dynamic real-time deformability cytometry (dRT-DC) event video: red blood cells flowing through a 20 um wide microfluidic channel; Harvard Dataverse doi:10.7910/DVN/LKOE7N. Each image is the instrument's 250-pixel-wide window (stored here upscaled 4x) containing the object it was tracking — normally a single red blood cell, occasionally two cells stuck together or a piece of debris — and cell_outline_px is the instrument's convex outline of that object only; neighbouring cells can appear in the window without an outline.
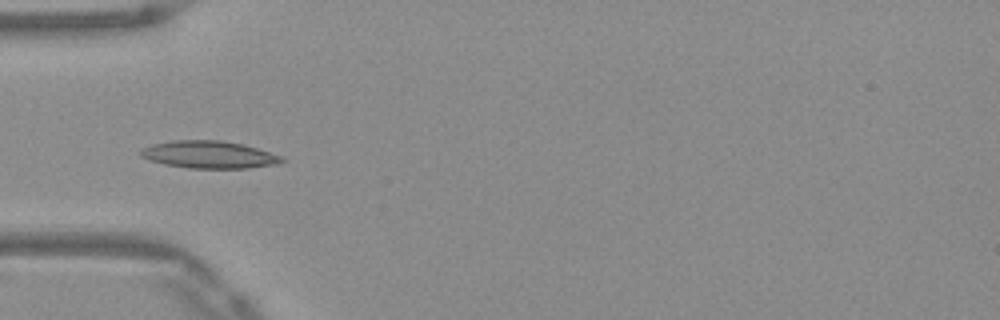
{"species": "Egyptian fruit bat (a non-hibernating species)", "species_latin": "Rousettus aegyptiacus", "temperature_condition": "warm", "stored_images_in_passage": 51, "camera_frame_rate_fps": 3000, "um_per_image_px": 0.085, "frame": {"image": 1, "passage_image": 16, "time_ms": 5.0, "image_size_px": [1000, 320], "cell_outline_px": [[288, 160], [280, 164], [248, 168], [188, 168], [164, 164], [148, 160], [140, 156], [140, 152], [144, 148], [152, 144], [172, 140], [220, 140], [240, 144], [256, 148], [280, 156]], "centroid_in_image_um": [17.77, 13.15], "position_along_channel_um": 67.2, "area_um2": 22.48}}
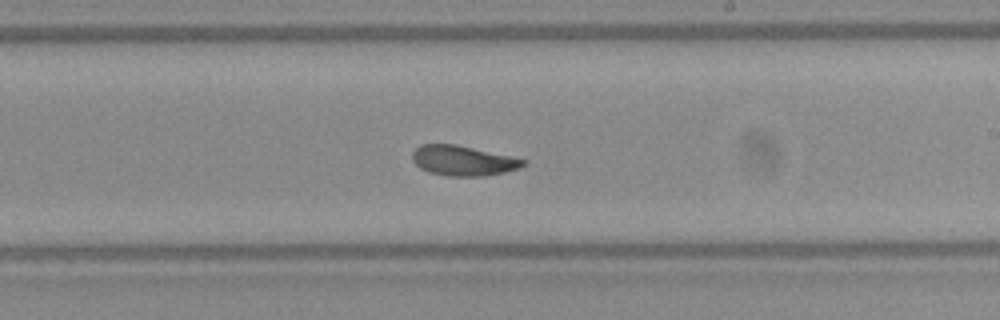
{"frame": {"image": 2, "passage_image": 30, "time_ms": 9.667, "image_size_px": [1000, 320], "cell_outline_px": [[528, 164], [520, 168], [504, 172], [484, 176], [448, 176], [428, 172], [420, 168], [412, 160], [412, 152], [420, 144], [456, 144], [512, 156], [528, 160]], "centroid_in_image_um": [39.39, 13.65], "position_along_channel_um": 249.6, "area_um2": 19.65}}
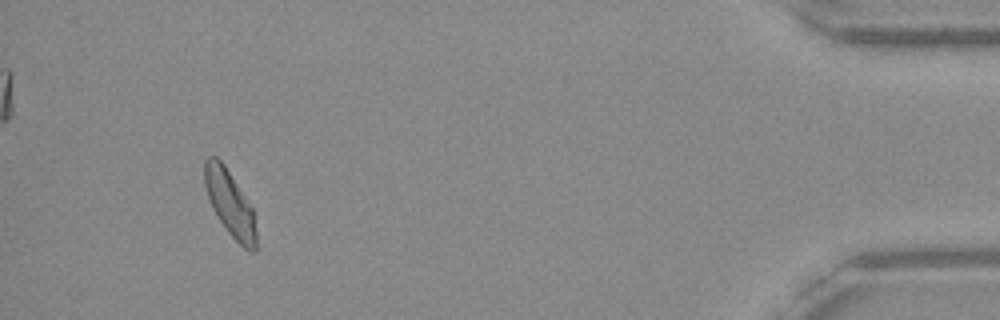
{"frame": {"image": 3, "passage_image": 48, "time_ms": 15.667, "image_size_px": [1000, 320], "cell_outline_px": [[256, 252], [248, 252], [228, 232], [212, 208], [204, 184], [204, 160], [208, 156], [216, 156], [224, 164], [252, 208], [256, 232]], "centroid_in_image_um": [19.53, 17.28], "position_along_channel_um": 415.7, "area_um2": 19.48}, "authors_computed_cell_mechanics": {"area_um2": 20.2878, "velocity_mm_per_s": 3.9022, "shape_relaxation_time_tau1_ms": 3.7152, "shape_relaxation_time_tau2_ms": 1.133, "deformation_change_tau1": 0.1461, "deformation_change_tau2": 0.0696}}